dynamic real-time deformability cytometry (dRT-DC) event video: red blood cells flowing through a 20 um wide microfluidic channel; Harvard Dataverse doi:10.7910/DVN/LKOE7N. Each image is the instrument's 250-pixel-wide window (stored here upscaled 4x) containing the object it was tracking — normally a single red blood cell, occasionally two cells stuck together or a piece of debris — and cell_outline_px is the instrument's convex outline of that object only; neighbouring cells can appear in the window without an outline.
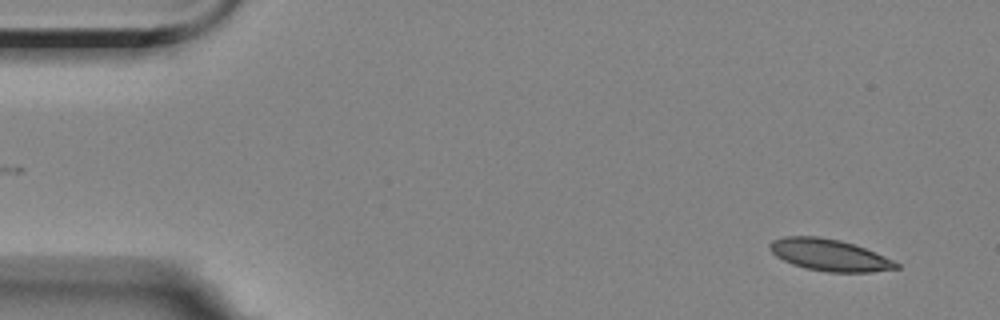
{"species": "Egyptian fruit bat (a non-hibernating species)", "species_latin": "Rousettus aegyptiacus", "temperature_condition": "room temperature", "stored_images_in_passage": 3, "camera_frame_rate_fps": 3000, "um_per_image_px": 0.085, "animal": {"sex": "female"}, "frame": {"image": 1, "passage_image": 3, "time_ms": 2.333, "image_size_px": [1000, 320], "cell_outline_px": [[900, 268], [872, 272], [828, 272], [804, 268], [792, 264], [776, 256], [768, 248], [768, 244], [772, 240], [784, 236], [820, 236], [840, 240], [864, 248], [884, 256], [900, 264]], "centroid_in_image_um": [70.47, 21.67], "position_along_channel_um": 14.5, "area_um2": 23.41}}